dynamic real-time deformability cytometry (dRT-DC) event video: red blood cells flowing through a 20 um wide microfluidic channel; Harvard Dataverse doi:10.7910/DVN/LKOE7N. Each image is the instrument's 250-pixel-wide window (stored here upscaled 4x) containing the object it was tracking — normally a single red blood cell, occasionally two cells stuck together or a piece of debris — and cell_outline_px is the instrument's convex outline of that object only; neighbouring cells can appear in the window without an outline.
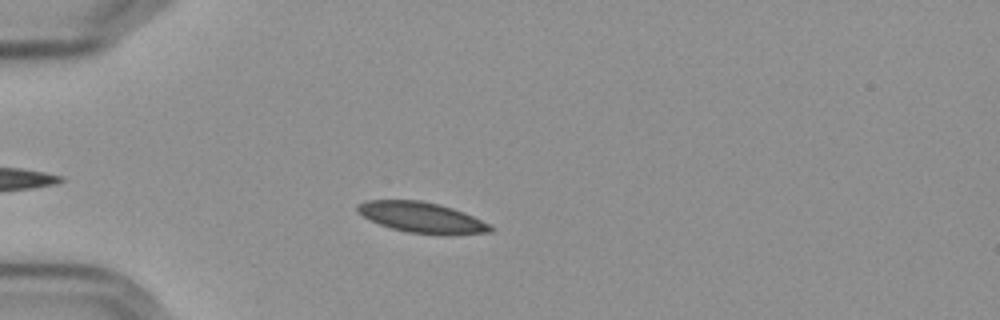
{"species": "Egyptian fruit bat (a non-hibernating species)", "species_latin": "Rousettus aegyptiacus", "temperature_condition": "cold", "stored_images_in_passage": 51, "camera_frame_rate_fps": 3000, "um_per_image_px": 0.085, "frame": {"image": 1, "passage_image": 10, "time_ms": 3.0, "image_size_px": [1000, 320], "cell_outline_px": [[492, 232], [448, 236], [444, 236], [408, 232], [392, 228], [368, 220], [356, 208], [356, 204], [368, 200], [420, 200], [452, 208], [464, 212], [488, 224], [492, 228]], "centroid_in_image_um": [35.85, 18.5], "position_along_channel_um": 49.1, "area_um2": 23.7}}
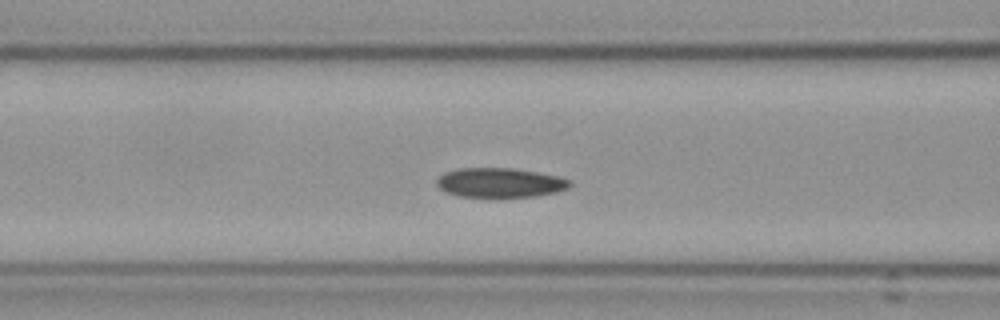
{"frame": {"image": 2, "passage_image": 18, "time_ms": 5.667, "image_size_px": [1000, 320], "cell_outline_px": [[572, 184], [568, 188], [556, 192], [536, 196], [460, 196], [444, 192], [436, 184], [436, 180], [444, 172], [456, 168], [512, 168], [536, 172], [556, 176], [572, 180]], "centroid_in_image_um": [42.48, 15.51], "position_along_channel_um": 124.1, "area_um2": 22.72}}
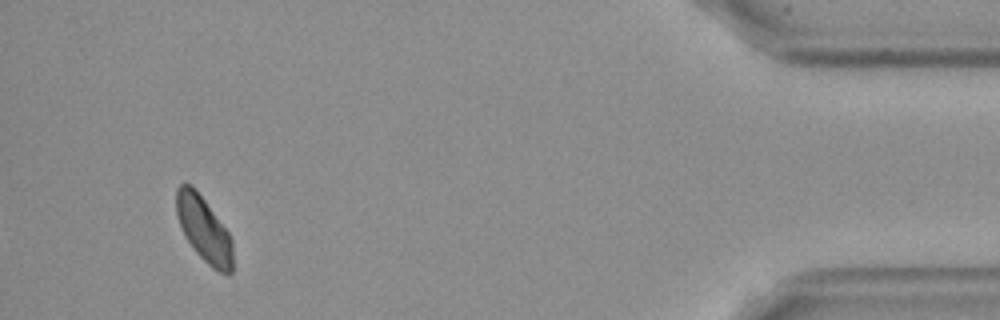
{"frame": {"image": 3, "passage_image": 48, "time_ms": 15.667, "image_size_px": [1000, 320], "cell_outline_px": [[232, 272], [228, 276], [212, 268], [196, 252], [184, 236], [176, 216], [176, 188], [180, 184], [192, 184], [228, 232], [232, 240]], "centroid_in_image_um": [17.31, 19.49], "position_along_channel_um": 417.9, "area_um2": 21.39}, "authors_computed_cell_mechanics": {"area_um2": 23.0044, "velocity_mm_per_s": 3.565, "shape_relaxation_time_tau1_ms": 4.6542, "shape_relaxation_time_tau2_ms": null, "deformation_change_tau1": 0.0942, "deformation_change_tau2": null}}